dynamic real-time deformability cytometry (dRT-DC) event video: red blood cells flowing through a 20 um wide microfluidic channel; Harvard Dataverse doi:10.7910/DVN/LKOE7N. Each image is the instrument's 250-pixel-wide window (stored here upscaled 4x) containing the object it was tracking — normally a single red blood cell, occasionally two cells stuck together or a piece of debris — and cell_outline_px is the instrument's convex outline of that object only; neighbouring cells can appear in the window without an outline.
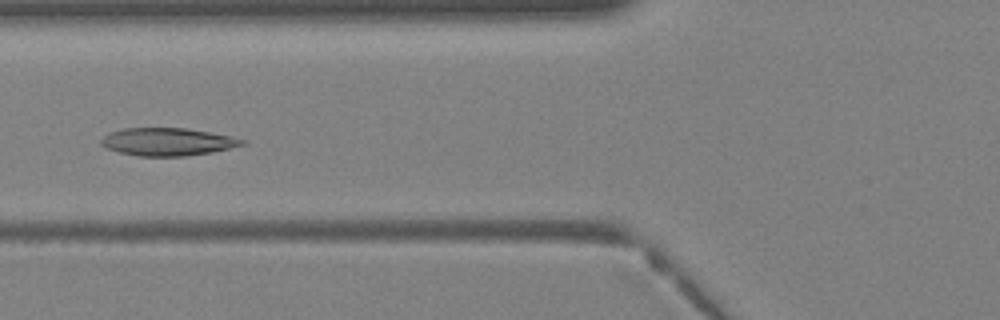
{"species": "Egyptian fruit bat (a non-hibernating species)", "species_latin": "Rousettus aegyptiacus", "temperature_condition": "warm", "stored_images_in_passage": 40, "camera_frame_rate_fps": 3000, "um_per_image_px": 0.085, "animal": {"sex": "female"}, "frame": {"image": 1, "passage_image": 16, "time_ms": 5.0, "image_size_px": [1000, 320], "cell_outline_px": [[248, 144], [212, 152], [188, 156], [140, 156], [120, 152], [108, 148], [100, 144], [100, 140], [108, 132], [124, 128], [184, 128], [232, 136], [248, 140]], "centroid_in_image_um": [14.29, 12.05], "position_along_channel_um": 111.5, "area_um2": 22.89}}
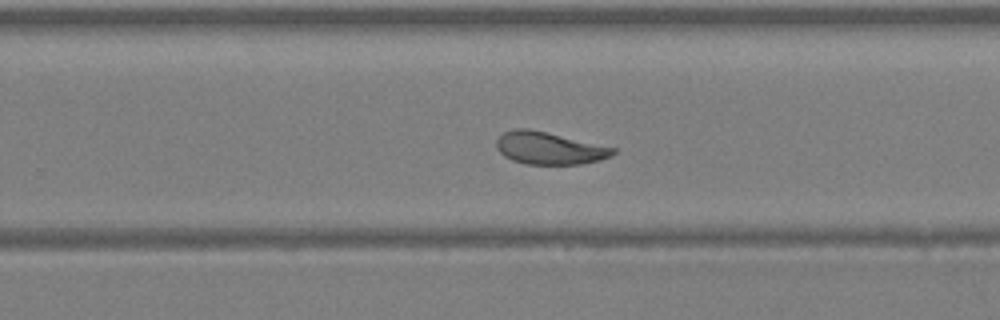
{"frame": {"image": 2, "passage_image": 26, "time_ms": 8.333, "image_size_px": [1000, 320], "cell_outline_px": [[616, 152], [612, 156], [600, 160], [580, 164], [524, 164], [512, 160], [504, 156], [496, 148], [496, 140], [504, 132], [516, 128], [528, 128], [616, 148]], "centroid_in_image_um": [46.67, 12.6], "position_along_channel_um": 283.1, "area_um2": 21.91}}
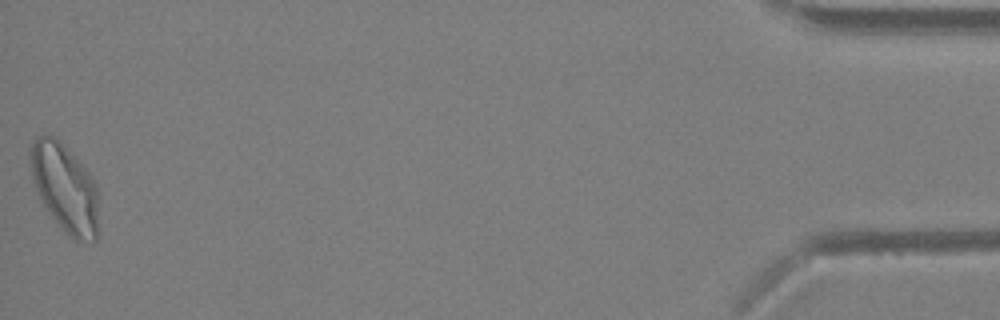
{"frame": {"image": 3, "passage_image": 40, "time_ms": 13.0, "image_size_px": [1000, 320], "cell_outline_px": [[96, 240], [76, 240], [52, 216], [44, 204], [32, 180], [32, 144], [36, 136], [44, 132], [56, 136], [60, 140], [92, 176], [96, 184]], "centroid_in_image_um": [5.5, 15.87], "position_along_channel_um": 429.7, "area_um2": 33.87}}